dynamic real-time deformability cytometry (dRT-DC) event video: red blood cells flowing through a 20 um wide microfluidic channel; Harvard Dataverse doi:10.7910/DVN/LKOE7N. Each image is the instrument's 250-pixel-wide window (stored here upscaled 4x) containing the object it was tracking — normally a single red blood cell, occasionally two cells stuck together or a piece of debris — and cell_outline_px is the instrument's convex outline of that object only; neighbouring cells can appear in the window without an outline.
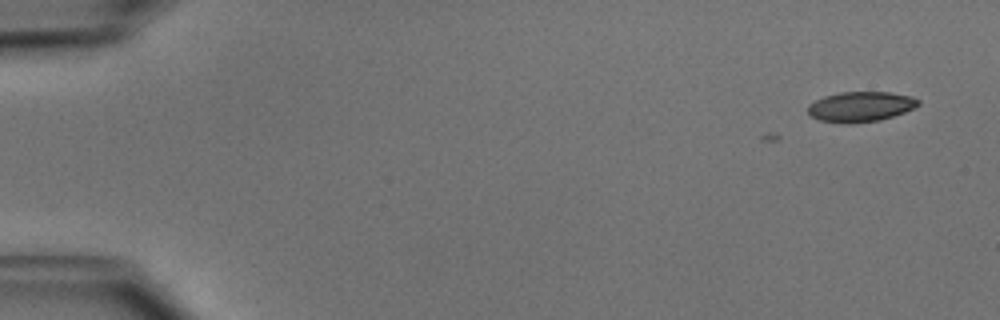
{"species": "common noctule bat (a hibernating species)", "species_latin": "Nyctalus noctula", "temperature_condition": "cold", "stored_images_in_passage": 4, "camera_frame_rate_fps": 3000, "um_per_image_px": 0.085, "animal": {"sex": "male", "body_mass_g": 15.6}, "frame": {"image": 1, "passage_image": 4, "time_ms": 1.0, "image_size_px": [1000, 320], "cell_outline_px": [[920, 104], [904, 112], [880, 120], [820, 120], [812, 116], [808, 112], [808, 104], [824, 96], [840, 92], [892, 92], [912, 96], [920, 100]], "centroid_in_image_um": [73.2, 9.0], "position_along_channel_um": 11.8, "area_um2": 18.5}}